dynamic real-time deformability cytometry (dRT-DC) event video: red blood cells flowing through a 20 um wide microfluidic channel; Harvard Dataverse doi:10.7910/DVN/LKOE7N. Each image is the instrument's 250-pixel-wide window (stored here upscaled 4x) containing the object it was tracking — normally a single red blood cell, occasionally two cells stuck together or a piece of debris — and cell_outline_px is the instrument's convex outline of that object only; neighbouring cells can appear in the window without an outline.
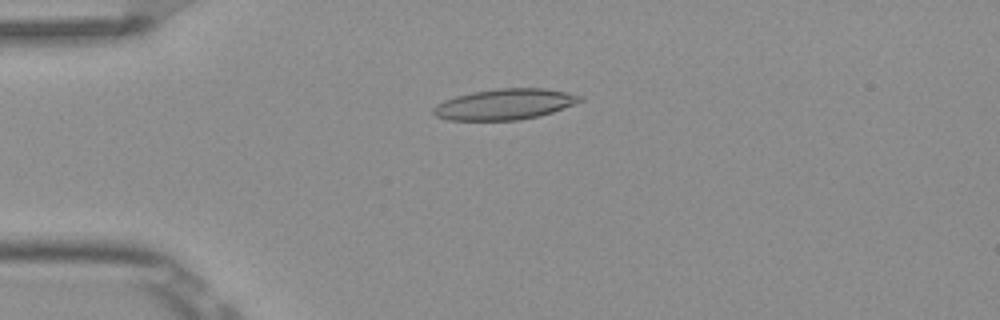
{"species": "Egyptian fruit bat (a non-hibernating species)", "species_latin": "Rousettus aegyptiacus", "temperature_condition": "room temperature", "stored_images_in_passage": 4, "camera_frame_rate_fps": 3000, "um_per_image_px": 0.085, "frame": {"image": 1, "passage_image": 3, "time_ms": 0.667, "image_size_px": [1000, 320], "cell_outline_px": [[584, 100], [552, 112], [540, 116], [520, 120], [448, 120], [436, 116], [432, 112], [432, 108], [436, 104], [444, 100], [456, 96], [472, 92], [496, 88], [544, 88], [584, 96]], "centroid_in_image_um": [42.88, 8.86], "position_along_channel_um": 42.1, "area_um2": 26.36}}